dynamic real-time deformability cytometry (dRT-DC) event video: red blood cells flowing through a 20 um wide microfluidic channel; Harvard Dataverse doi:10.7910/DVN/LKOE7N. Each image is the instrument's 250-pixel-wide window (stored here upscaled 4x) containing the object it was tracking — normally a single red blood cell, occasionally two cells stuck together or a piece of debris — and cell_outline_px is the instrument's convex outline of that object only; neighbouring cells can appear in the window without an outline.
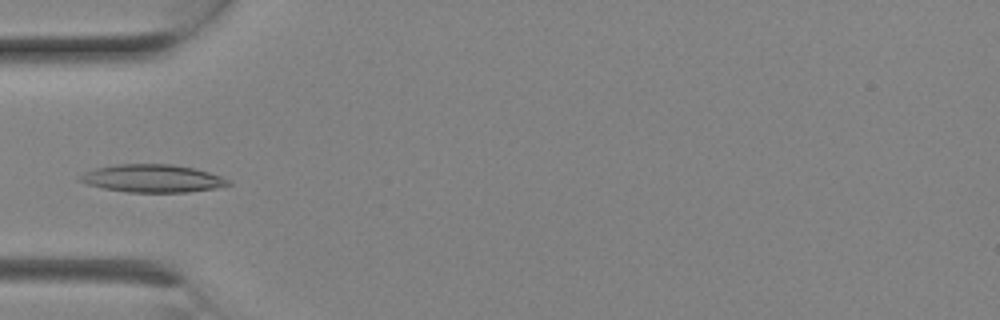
{"species": "Egyptian fruit bat (a non-hibernating species)", "species_latin": "Rousettus aegyptiacus", "temperature_condition": "room temperature", "stored_images_in_passage": 6, "camera_frame_rate_fps": 3000, "um_per_image_px": 0.085, "animal": {"sex": "female"}, "frame": {"image": 1, "passage_image": 4, "time_ms": 1.0, "image_size_px": [1000, 320], "cell_outline_px": [[232, 184], [216, 188], [188, 192], [128, 192], [104, 188], [88, 184], [76, 180], [84, 172], [96, 168], [116, 164], [172, 164], [192, 168], [208, 172], [220, 176], [228, 180]], "centroid_in_image_um": [12.94, 15.16], "position_along_channel_um": 72.1, "area_um2": 23.87}}
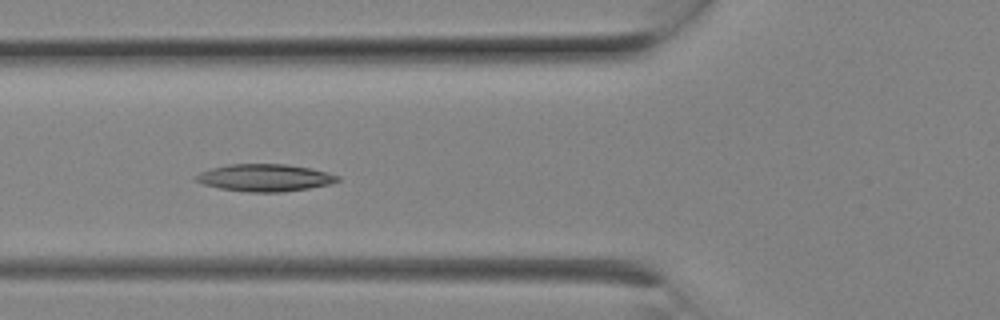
{"frame": {"image": 2, "passage_image": 5, "time_ms": 1.333, "image_size_px": [1000, 320], "cell_outline_px": [[340, 180], [328, 184], [308, 188], [284, 192], [248, 192], [220, 188], [204, 184], [196, 180], [196, 176], [200, 172], [212, 168], [228, 164], [288, 164], [328, 172], [340, 176]], "centroid_in_image_um": [22.53, 15.1], "position_along_channel_um": 103.3, "area_um2": 22.31}}
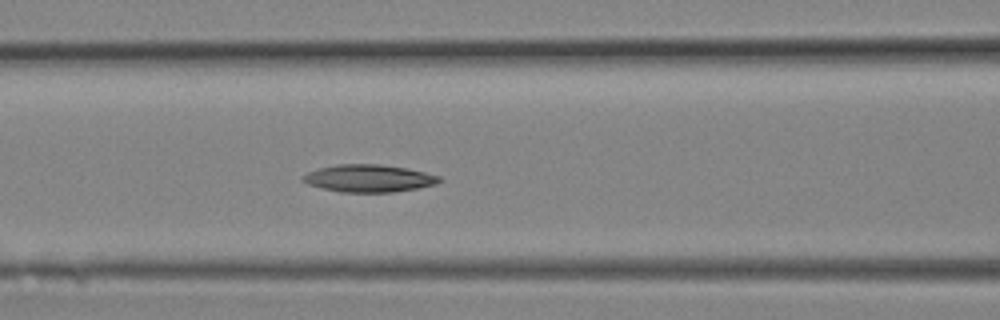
{"frame": {"image": 3, "passage_image": 6, "time_ms": 1.667, "image_size_px": [1000, 320], "cell_outline_px": [[444, 180], [436, 184], [416, 188], [392, 192], [340, 192], [308, 184], [300, 180], [308, 172], [320, 168], [336, 164], [380, 164], [408, 168], [440, 176]], "centroid_in_image_um": [31.38, 15.15], "position_along_channel_um": 135.2, "area_um2": 21.73}}